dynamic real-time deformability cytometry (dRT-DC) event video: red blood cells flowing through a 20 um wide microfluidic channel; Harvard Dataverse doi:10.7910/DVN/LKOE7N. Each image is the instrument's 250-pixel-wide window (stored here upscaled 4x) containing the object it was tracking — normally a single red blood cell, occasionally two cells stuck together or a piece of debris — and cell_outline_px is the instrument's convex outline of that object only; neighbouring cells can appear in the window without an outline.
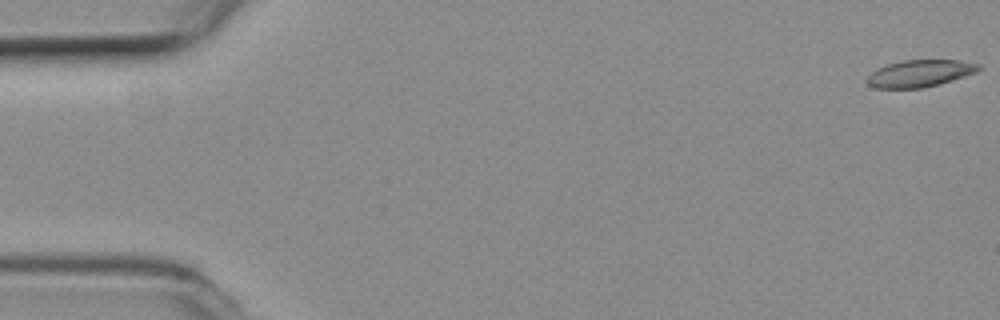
{"species": "common noctule bat (a hibernating species)", "species_latin": "Nyctalus noctula", "temperature_condition": "room temperature", "stored_images_in_passage": 55, "camera_frame_rate_fps": 3000, "um_per_image_px": 0.085, "animal": {"sex": "female", "body_mass_g": 19.3, "forearm_length_mm": 54.1}, "frame": {"image": 1, "passage_image": 1, "time_ms": 0.0, "image_size_px": [1000, 320], "cell_outline_px": [[980, 68], [976, 72], [964, 76], [924, 88], [876, 88], [868, 84], [868, 76], [872, 72], [888, 64], [904, 60], [960, 60], [980, 64]], "centroid_in_image_um": [78.21, 6.23], "position_along_channel_um": 6.8, "area_um2": 17.22}}
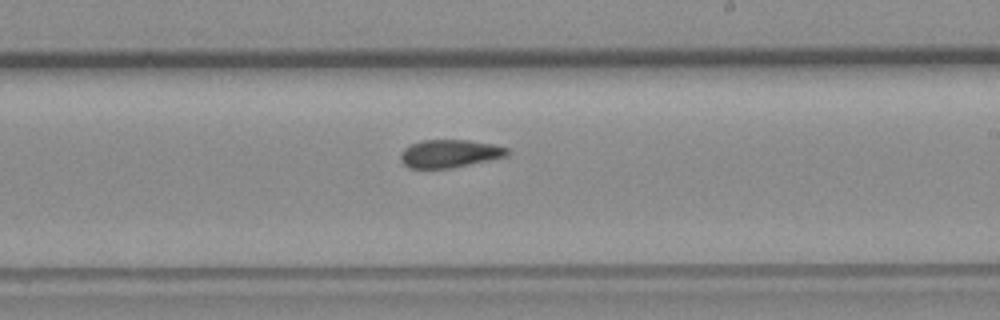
{"frame": {"image": 2, "passage_image": 32, "time_ms": 10.333, "image_size_px": [1000, 320], "cell_outline_px": [[512, 152], [508, 156], [452, 168], [408, 168], [400, 160], [400, 156], [404, 148], [420, 140], [468, 140], [492, 144], [508, 148]], "centroid_in_image_um": [38.24, 13.05], "position_along_channel_um": 250.8, "area_um2": 17.46}}
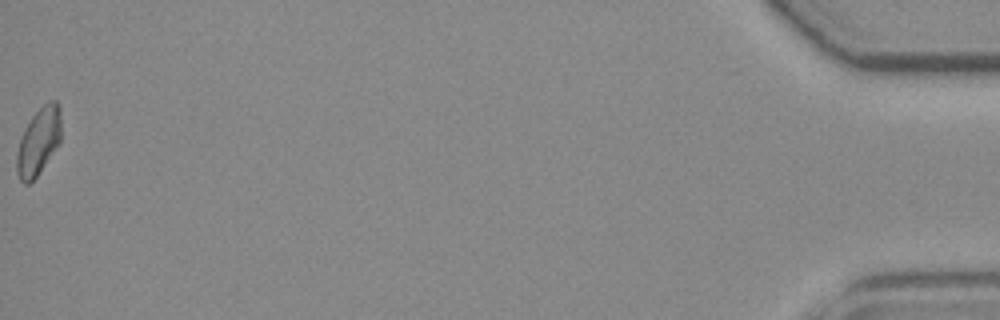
{"frame": {"image": 3, "passage_image": 55, "time_ms": 18.0, "image_size_px": [1000, 320], "cell_outline_px": [[60, 144], [36, 176], [28, 184], [24, 184], [20, 180], [16, 172], [16, 152], [20, 140], [32, 116], [48, 100], [56, 100], [60, 108]], "centroid_in_image_um": [3.28, 12.03], "position_along_channel_um": 431.9, "area_um2": 17.22}, "authors_computed_cell_mechanics": {"area_um2": 17.6868, "velocity_mm_per_s": 3.7711, "shape_relaxation_time_tau1_ms": null, "shape_relaxation_time_tau2_ms": 3.5889, "deformation_change_tau1": null, "deformation_change_tau2": 0.1018}}